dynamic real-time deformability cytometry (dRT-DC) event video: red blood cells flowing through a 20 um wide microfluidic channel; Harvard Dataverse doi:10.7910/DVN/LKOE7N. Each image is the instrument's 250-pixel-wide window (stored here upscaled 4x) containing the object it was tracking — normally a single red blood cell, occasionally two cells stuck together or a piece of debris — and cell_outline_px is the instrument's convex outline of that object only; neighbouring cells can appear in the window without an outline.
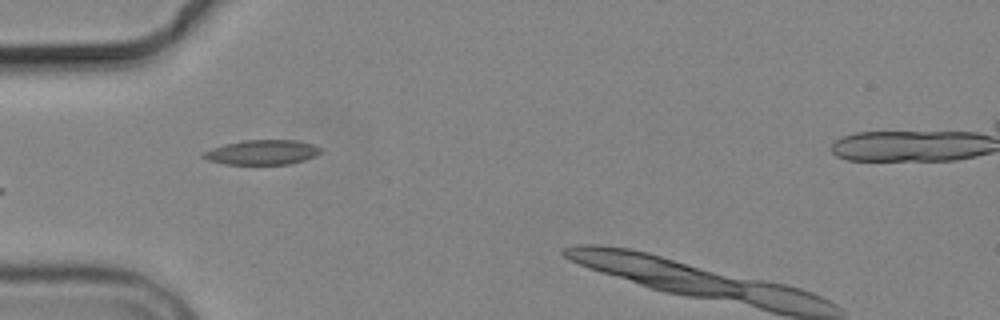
{"species": "common noctule bat (a hibernating species)", "species_latin": "Nyctalus noctula", "temperature_condition": "cold", "stored_images_in_passage": 7, "camera_frame_rate_fps": 3000, "um_per_image_px": 0.085, "animal": {"sex": "male", "body_mass_g": 19.2, "forearm_length_mm": 51.8}, "frame": {"image": 1, "passage_image": 5, "time_ms": 4.667, "image_size_px": [1000, 320], "cell_outline_px": [[320, 152], [316, 156], [304, 160], [288, 164], [224, 164], [208, 160], [200, 156], [204, 152], [212, 148], [224, 144], [244, 140], [296, 140], [312, 144], [320, 148]], "centroid_in_image_um": [22.26, 12.94], "position_along_channel_um": 62.7, "area_um2": 16.82}}
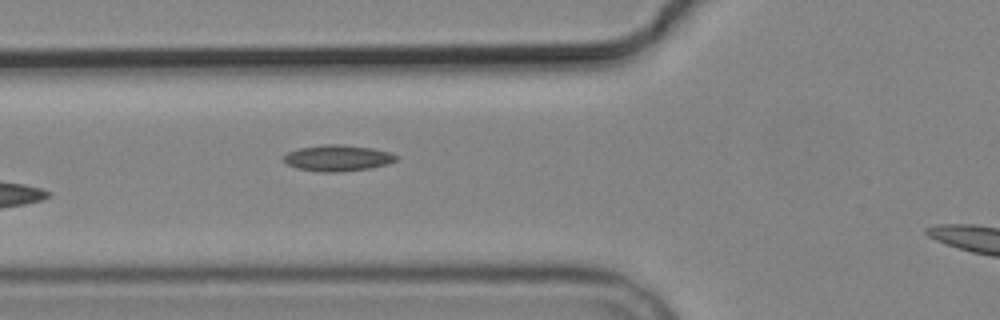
{"frame": {"image": 2, "passage_image": 6, "time_ms": 5.667, "image_size_px": [1000, 320], "cell_outline_px": [[400, 160], [388, 164], [372, 168], [340, 172], [320, 172], [296, 168], [280, 160], [288, 152], [300, 148], [324, 144], [340, 144], [372, 148], [392, 152], [400, 156]], "centroid_in_image_um": [28.76, 13.44], "position_along_channel_um": 97.0, "area_um2": 17.51}}